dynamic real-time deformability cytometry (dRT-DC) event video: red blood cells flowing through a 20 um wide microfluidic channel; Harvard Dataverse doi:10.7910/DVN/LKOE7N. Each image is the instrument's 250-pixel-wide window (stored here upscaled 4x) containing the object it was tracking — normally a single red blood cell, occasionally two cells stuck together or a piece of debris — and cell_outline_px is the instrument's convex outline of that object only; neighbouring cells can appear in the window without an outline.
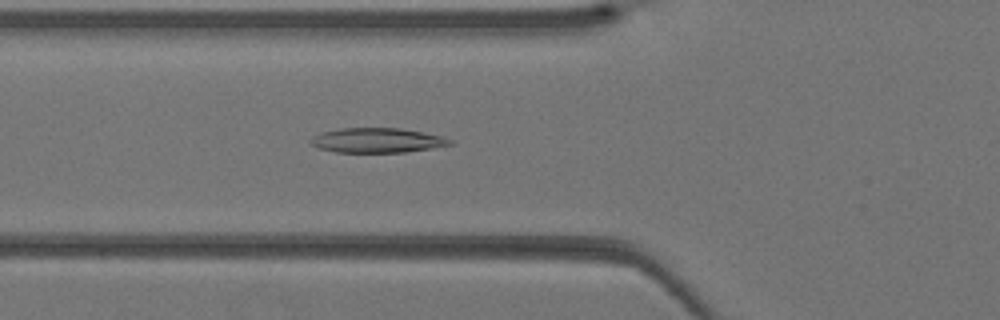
{"species": "Egyptian fruit bat (a non-hibernating species)", "species_latin": "Rousettus aegyptiacus", "temperature_condition": "warm", "stored_images_in_passage": 41, "camera_frame_rate_fps": 3000, "um_per_image_px": 0.085, "animal": {"sex": "female"}, "frame": {"image": 1, "passage_image": 15, "time_ms": 4.667, "image_size_px": [1000, 320], "cell_outline_px": [[452, 144], [432, 148], [404, 152], [336, 152], [320, 148], [308, 144], [308, 140], [312, 136], [320, 132], [340, 128], [400, 128], [424, 132], [444, 136], [452, 140]], "centroid_in_image_um": [32.02, 11.92], "position_along_channel_um": 93.8, "area_um2": 20.23}}
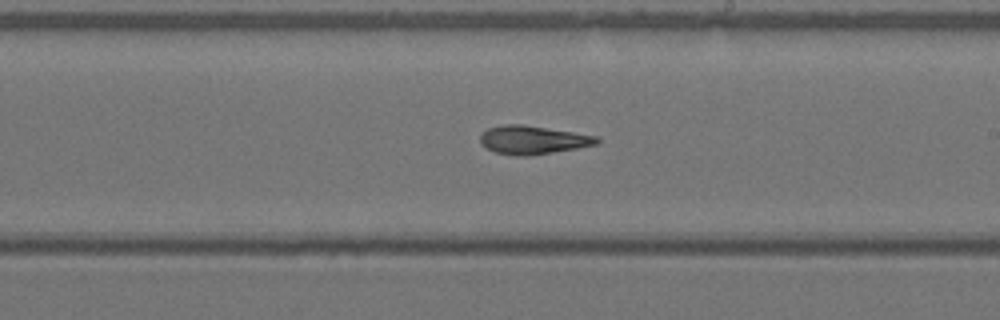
{"frame": {"image": 2, "passage_image": 24, "time_ms": 7.667, "image_size_px": [1000, 320], "cell_outline_px": [[600, 140], [596, 144], [576, 148], [528, 156], [516, 156], [496, 152], [480, 144], [480, 136], [488, 128], [504, 124], [524, 124], [600, 136]], "centroid_in_image_um": [45.3, 11.88], "position_along_channel_um": 243.7, "area_um2": 19.31}}
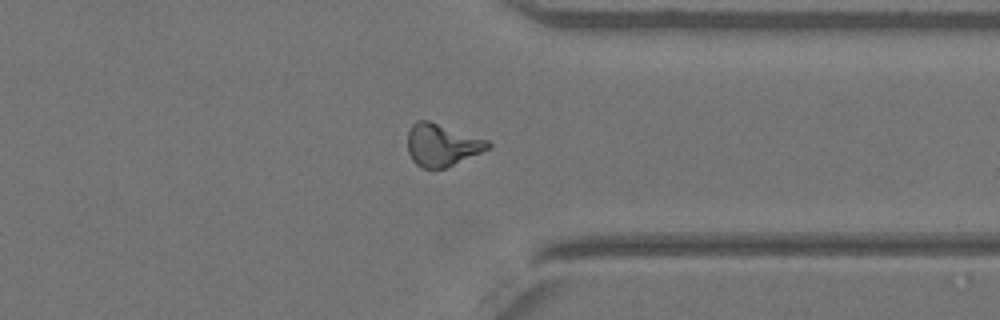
{"frame": {"image": 3, "passage_image": 32, "time_ms": 10.333, "image_size_px": [1000, 320], "cell_outline_px": [[492, 144], [488, 148], [480, 152], [444, 168], [420, 168], [412, 160], [408, 152], [408, 132], [412, 124], [416, 120], [428, 120], [488, 140]], "centroid_in_image_um": [37.52, 12.31], "position_along_channel_um": 373.9, "area_um2": 19.54}}